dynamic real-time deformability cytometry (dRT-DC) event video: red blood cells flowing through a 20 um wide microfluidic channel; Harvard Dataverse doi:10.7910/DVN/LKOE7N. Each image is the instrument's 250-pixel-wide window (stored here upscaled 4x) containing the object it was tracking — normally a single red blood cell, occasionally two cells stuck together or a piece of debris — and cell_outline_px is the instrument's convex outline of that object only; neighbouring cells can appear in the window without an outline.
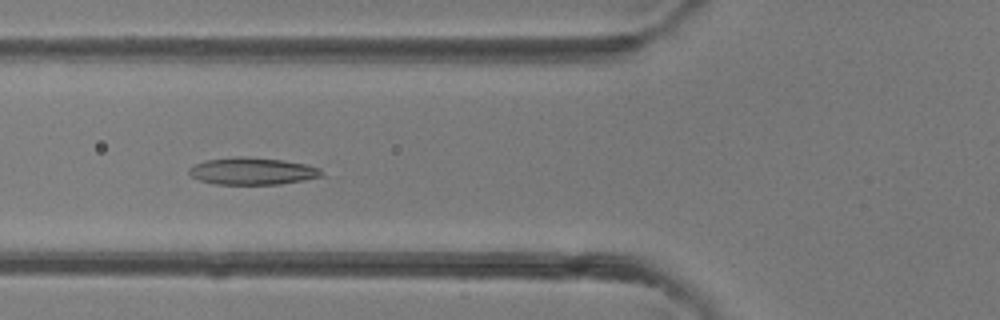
{"species": "common noctule bat (a hibernating species)", "species_latin": "Nyctalus noctula", "temperature_condition": "room temperature", "stored_images_in_passage": 6, "camera_frame_rate_fps": 3000, "um_per_image_px": 0.085, "animal": {"sex": "female"}, "frame": {"image": 1, "passage_image": 5, "time_ms": 4.667, "image_size_px": [1000, 320], "cell_outline_px": [[324, 176], [304, 180], [280, 184], [216, 184], [200, 180], [192, 176], [188, 172], [188, 168], [204, 160], [236, 156], [244, 156], [284, 160], [304, 164], [320, 168], [324, 172]], "centroid_in_image_um": [21.47, 14.54], "position_along_channel_um": 104.3, "area_um2": 21.04}}
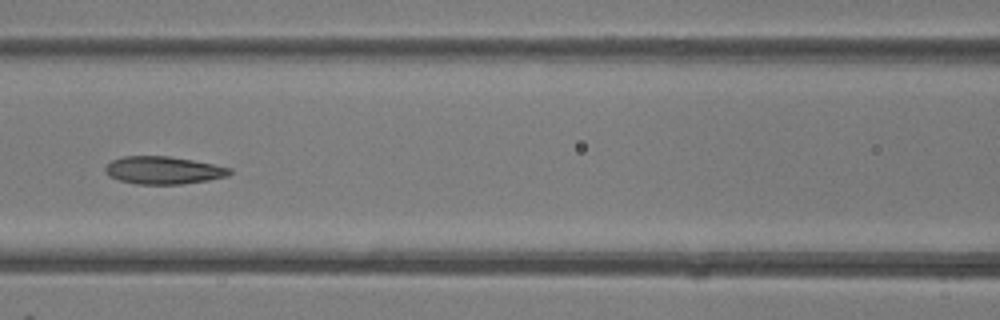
{"frame": {"image": 2, "passage_image": 6, "time_ms": 5.667, "image_size_px": [1000, 320], "cell_outline_px": [[232, 172], [228, 176], [208, 180], [180, 184], [136, 184], [120, 180], [108, 176], [104, 172], [104, 168], [112, 160], [124, 156], [168, 156], [192, 160], [232, 168]], "centroid_in_image_um": [13.87, 14.47], "position_along_channel_um": 152.7, "area_um2": 20.0}}